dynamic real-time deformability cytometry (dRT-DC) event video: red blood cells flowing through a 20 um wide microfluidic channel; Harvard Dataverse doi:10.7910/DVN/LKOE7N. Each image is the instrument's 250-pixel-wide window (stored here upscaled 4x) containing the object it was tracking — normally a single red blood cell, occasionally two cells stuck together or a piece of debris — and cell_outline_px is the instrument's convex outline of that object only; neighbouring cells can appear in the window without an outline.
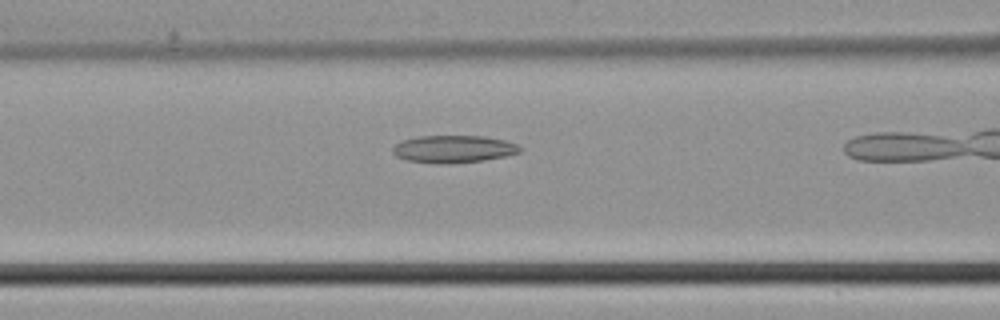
{"species": "common noctule bat (a hibernating species)", "species_latin": "Nyctalus noctula", "temperature_condition": "cold", "stored_images_in_passage": 16, "camera_frame_rate_fps": 3000, "um_per_image_px": 0.085, "animal": {"sex": "male", "body_mass_g": 21.5, "forearm_length_mm": 52.0}, "frame": {"image": 1, "passage_image": 10, "time_ms": 3.0, "image_size_px": [1000, 320], "cell_outline_px": [[520, 152], [508, 156], [484, 160], [436, 164], [404, 160], [396, 156], [392, 152], [392, 148], [400, 140], [416, 136], [484, 136], [504, 140], [516, 144], [520, 148]], "centroid_in_image_um": [38.49, 12.66], "position_along_channel_um": 128.1, "area_um2": 20.4}}
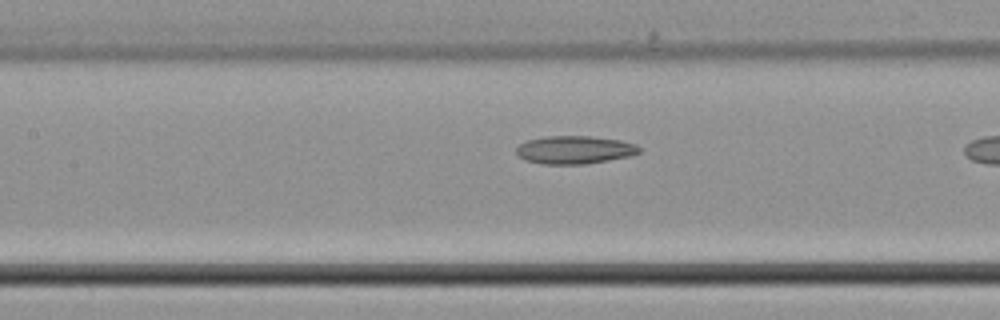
{"frame": {"image": 2, "passage_image": 12, "time_ms": 3.667, "image_size_px": [1000, 320], "cell_outline_px": [[640, 152], [628, 156], [608, 160], [584, 164], [540, 164], [524, 160], [516, 152], [516, 148], [520, 144], [528, 140], [548, 136], [588, 136], [620, 140], [636, 144], [640, 148]], "centroid_in_image_um": [48.82, 12.74], "position_along_channel_um": 158.6, "area_um2": 19.94}}